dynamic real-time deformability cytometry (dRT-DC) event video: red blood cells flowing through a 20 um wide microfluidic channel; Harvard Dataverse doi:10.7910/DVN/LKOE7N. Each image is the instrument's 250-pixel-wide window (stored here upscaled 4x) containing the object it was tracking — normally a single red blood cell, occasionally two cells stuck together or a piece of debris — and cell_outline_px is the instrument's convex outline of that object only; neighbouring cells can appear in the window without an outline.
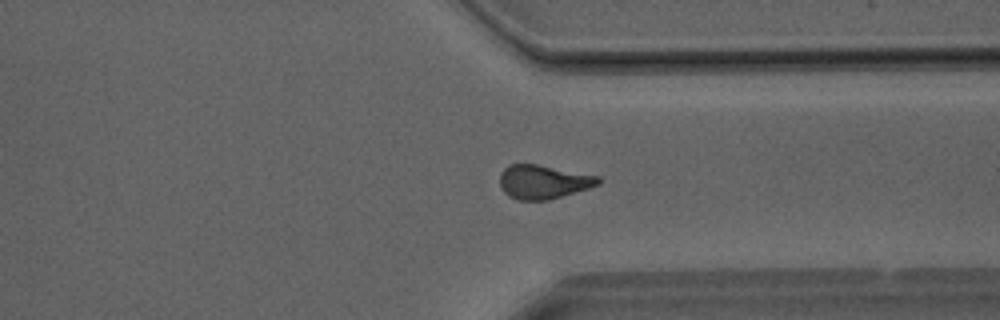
{"species": "Egyptian fruit bat (a non-hibernating species)", "species_latin": "Rousettus aegyptiacus", "temperature_condition": "room temperature", "stored_images_in_passage": 33, "camera_frame_rate_fps": 3000, "um_per_image_px": 0.085, "animal": {"sex": "male"}, "frame": {"image": 1, "passage_image": 24, "time_ms": 7.667, "image_size_px": [1000, 320], "cell_outline_px": [[600, 184], [588, 188], [548, 200], [516, 200], [508, 196], [500, 188], [500, 172], [508, 164], [536, 164], [600, 176]], "centroid_in_image_um": [46.14, 15.46], "position_along_channel_um": 365.3, "area_um2": 19.48}}
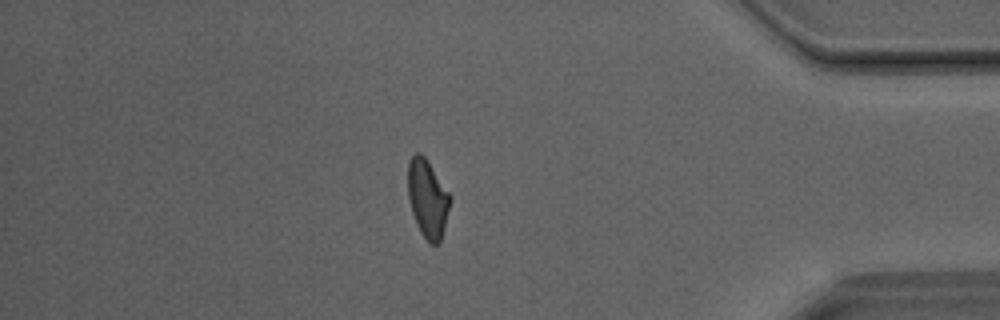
{"frame": {"image": 2, "passage_image": 28, "time_ms": 9.0, "image_size_px": [1000, 320], "cell_outline_px": [[452, 200], [440, 244], [432, 244], [420, 232], [416, 224], [412, 212], [408, 196], [408, 164], [412, 156], [416, 152], [420, 152], [424, 156], [452, 196]], "centroid_in_image_um": [36.37, 16.89], "position_along_channel_um": 398.8, "area_um2": 19.25}}